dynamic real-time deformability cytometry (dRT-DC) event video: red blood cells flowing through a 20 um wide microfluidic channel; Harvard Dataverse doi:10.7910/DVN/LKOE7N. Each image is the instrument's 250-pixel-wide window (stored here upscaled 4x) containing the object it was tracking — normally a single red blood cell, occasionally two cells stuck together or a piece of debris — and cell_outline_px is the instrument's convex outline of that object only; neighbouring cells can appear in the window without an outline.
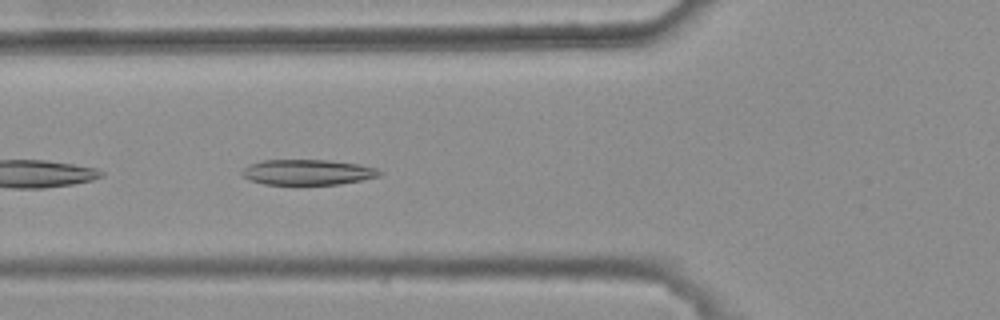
{"species": "common noctule bat (a hibernating species)", "species_latin": "Nyctalus noctula", "temperature_condition": "warm", "stored_images_in_passage": 5, "camera_frame_rate_fps": 3000, "um_per_image_px": 0.085, "animal": {"sex": "female", "body_mass_g": 25.1}, "frame": {"image": 1, "passage_image": 5, "time_ms": 1.333, "image_size_px": [1000, 320], "cell_outline_px": [[380, 176], [360, 180], [336, 184], [264, 184], [248, 180], [240, 172], [248, 164], [264, 160], [328, 160], [356, 164], [376, 168], [380, 172]], "centroid_in_image_um": [26.08, 14.63], "position_along_channel_um": 99.7, "area_um2": 20.11}}